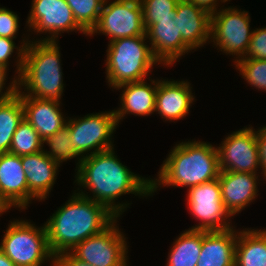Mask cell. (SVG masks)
<instances>
[{
    "mask_svg": "<svg viewBox=\"0 0 266 266\" xmlns=\"http://www.w3.org/2000/svg\"><path fill=\"white\" fill-rule=\"evenodd\" d=\"M77 174L78 185L90 189L93 193L88 196L81 190L77 193L88 199L103 204L117 218L125 211L128 203H115L120 196L134 194L138 196L151 195V178L146 179L132 173L123 165L113 149L90 154L84 158L78 157Z\"/></svg>",
    "mask_w": 266,
    "mask_h": 266,
    "instance_id": "6da1fadb",
    "label": "cell"
},
{
    "mask_svg": "<svg viewBox=\"0 0 266 266\" xmlns=\"http://www.w3.org/2000/svg\"><path fill=\"white\" fill-rule=\"evenodd\" d=\"M116 218L103 204L74 193L45 223L52 254L71 252L85 239L101 233Z\"/></svg>",
    "mask_w": 266,
    "mask_h": 266,
    "instance_id": "7a4b0ae2",
    "label": "cell"
},
{
    "mask_svg": "<svg viewBox=\"0 0 266 266\" xmlns=\"http://www.w3.org/2000/svg\"><path fill=\"white\" fill-rule=\"evenodd\" d=\"M218 149L201 141L181 142L164 160L158 178L151 180V194L159 185L194 187L219 177Z\"/></svg>",
    "mask_w": 266,
    "mask_h": 266,
    "instance_id": "3957f363",
    "label": "cell"
},
{
    "mask_svg": "<svg viewBox=\"0 0 266 266\" xmlns=\"http://www.w3.org/2000/svg\"><path fill=\"white\" fill-rule=\"evenodd\" d=\"M59 48L57 41L29 42L18 78V90L24 86L27 91H20L22 95L60 101L64 84Z\"/></svg>",
    "mask_w": 266,
    "mask_h": 266,
    "instance_id": "277c9868",
    "label": "cell"
},
{
    "mask_svg": "<svg viewBox=\"0 0 266 266\" xmlns=\"http://www.w3.org/2000/svg\"><path fill=\"white\" fill-rule=\"evenodd\" d=\"M145 40L146 34L109 41L105 64L110 87L146 80L152 66L161 64Z\"/></svg>",
    "mask_w": 266,
    "mask_h": 266,
    "instance_id": "5b68a950",
    "label": "cell"
},
{
    "mask_svg": "<svg viewBox=\"0 0 266 266\" xmlns=\"http://www.w3.org/2000/svg\"><path fill=\"white\" fill-rule=\"evenodd\" d=\"M0 250L16 266H41L44 261L52 260L54 266V255L52 254L47 239L45 224L36 228L31 222L25 220L10 221Z\"/></svg>",
    "mask_w": 266,
    "mask_h": 266,
    "instance_id": "8992f818",
    "label": "cell"
},
{
    "mask_svg": "<svg viewBox=\"0 0 266 266\" xmlns=\"http://www.w3.org/2000/svg\"><path fill=\"white\" fill-rule=\"evenodd\" d=\"M70 139L73 151L84 158L110 149H114L111 137L118 125L114 110L88 114L80 119H68ZM93 152H89L90 150ZM90 154H89V153Z\"/></svg>",
    "mask_w": 266,
    "mask_h": 266,
    "instance_id": "52a82bcc",
    "label": "cell"
},
{
    "mask_svg": "<svg viewBox=\"0 0 266 266\" xmlns=\"http://www.w3.org/2000/svg\"><path fill=\"white\" fill-rule=\"evenodd\" d=\"M187 201L192 216L201 221L199 225L192 226L191 230L212 232L233 228L228 219L231 215L221 198L218 178L189 188Z\"/></svg>",
    "mask_w": 266,
    "mask_h": 266,
    "instance_id": "ba28073f",
    "label": "cell"
},
{
    "mask_svg": "<svg viewBox=\"0 0 266 266\" xmlns=\"http://www.w3.org/2000/svg\"><path fill=\"white\" fill-rule=\"evenodd\" d=\"M219 11V12H218ZM211 14V40L226 54L245 57L253 31L247 11L228 7Z\"/></svg>",
    "mask_w": 266,
    "mask_h": 266,
    "instance_id": "9c48e42d",
    "label": "cell"
},
{
    "mask_svg": "<svg viewBox=\"0 0 266 266\" xmlns=\"http://www.w3.org/2000/svg\"><path fill=\"white\" fill-rule=\"evenodd\" d=\"M117 219L101 233L79 243L71 253L91 266H127L126 237L117 227Z\"/></svg>",
    "mask_w": 266,
    "mask_h": 266,
    "instance_id": "30bf717a",
    "label": "cell"
},
{
    "mask_svg": "<svg viewBox=\"0 0 266 266\" xmlns=\"http://www.w3.org/2000/svg\"><path fill=\"white\" fill-rule=\"evenodd\" d=\"M105 2L99 21L89 36L103 33L110 41L120 38L145 35L143 9L140 0H115Z\"/></svg>",
    "mask_w": 266,
    "mask_h": 266,
    "instance_id": "8fae6325",
    "label": "cell"
},
{
    "mask_svg": "<svg viewBox=\"0 0 266 266\" xmlns=\"http://www.w3.org/2000/svg\"><path fill=\"white\" fill-rule=\"evenodd\" d=\"M217 149L220 171L257 173L260 163L252 126L231 133Z\"/></svg>",
    "mask_w": 266,
    "mask_h": 266,
    "instance_id": "7c38bea8",
    "label": "cell"
},
{
    "mask_svg": "<svg viewBox=\"0 0 266 266\" xmlns=\"http://www.w3.org/2000/svg\"><path fill=\"white\" fill-rule=\"evenodd\" d=\"M27 25L35 33L48 32L42 41H56L58 34L80 31L88 35L76 22L72 10L65 0H33ZM34 29V30H33Z\"/></svg>",
    "mask_w": 266,
    "mask_h": 266,
    "instance_id": "4fadbf2b",
    "label": "cell"
},
{
    "mask_svg": "<svg viewBox=\"0 0 266 266\" xmlns=\"http://www.w3.org/2000/svg\"><path fill=\"white\" fill-rule=\"evenodd\" d=\"M147 39L151 42L153 55L161 64L172 65L191 49L178 33L177 15L173 20L159 21L158 24H144Z\"/></svg>",
    "mask_w": 266,
    "mask_h": 266,
    "instance_id": "5bb4252c",
    "label": "cell"
},
{
    "mask_svg": "<svg viewBox=\"0 0 266 266\" xmlns=\"http://www.w3.org/2000/svg\"><path fill=\"white\" fill-rule=\"evenodd\" d=\"M218 179L224 207L232 217L248 206L258 195L257 173L220 171Z\"/></svg>",
    "mask_w": 266,
    "mask_h": 266,
    "instance_id": "9a60e30c",
    "label": "cell"
},
{
    "mask_svg": "<svg viewBox=\"0 0 266 266\" xmlns=\"http://www.w3.org/2000/svg\"><path fill=\"white\" fill-rule=\"evenodd\" d=\"M178 33L191 49L202 47L211 38V13L195 3L180 0L176 7Z\"/></svg>",
    "mask_w": 266,
    "mask_h": 266,
    "instance_id": "2e32d148",
    "label": "cell"
},
{
    "mask_svg": "<svg viewBox=\"0 0 266 266\" xmlns=\"http://www.w3.org/2000/svg\"><path fill=\"white\" fill-rule=\"evenodd\" d=\"M21 163L28 183V204L33 200L47 198L55 184L60 167L44 150L21 156Z\"/></svg>",
    "mask_w": 266,
    "mask_h": 266,
    "instance_id": "e0dca14e",
    "label": "cell"
},
{
    "mask_svg": "<svg viewBox=\"0 0 266 266\" xmlns=\"http://www.w3.org/2000/svg\"><path fill=\"white\" fill-rule=\"evenodd\" d=\"M17 94L21 97L24 118L43 141L66 125L67 121L63 118L64 115L59 107L60 101L25 96L20 90Z\"/></svg>",
    "mask_w": 266,
    "mask_h": 266,
    "instance_id": "ac0fdd59",
    "label": "cell"
},
{
    "mask_svg": "<svg viewBox=\"0 0 266 266\" xmlns=\"http://www.w3.org/2000/svg\"><path fill=\"white\" fill-rule=\"evenodd\" d=\"M191 88L188 81L158 80L155 112L165 121L184 118L195 98Z\"/></svg>",
    "mask_w": 266,
    "mask_h": 266,
    "instance_id": "d6986e66",
    "label": "cell"
},
{
    "mask_svg": "<svg viewBox=\"0 0 266 266\" xmlns=\"http://www.w3.org/2000/svg\"><path fill=\"white\" fill-rule=\"evenodd\" d=\"M0 194L11 207L27 208L28 183L18 155L0 153Z\"/></svg>",
    "mask_w": 266,
    "mask_h": 266,
    "instance_id": "ffe728a7",
    "label": "cell"
},
{
    "mask_svg": "<svg viewBox=\"0 0 266 266\" xmlns=\"http://www.w3.org/2000/svg\"><path fill=\"white\" fill-rule=\"evenodd\" d=\"M151 85L145 80L124 83L117 86V90L122 89L121 108L114 110L117 123L123 119L126 114L139 116H148L155 112L156 93L158 80H150Z\"/></svg>",
    "mask_w": 266,
    "mask_h": 266,
    "instance_id": "44dd1931",
    "label": "cell"
},
{
    "mask_svg": "<svg viewBox=\"0 0 266 266\" xmlns=\"http://www.w3.org/2000/svg\"><path fill=\"white\" fill-rule=\"evenodd\" d=\"M238 232L202 231V248L196 266H235V246Z\"/></svg>",
    "mask_w": 266,
    "mask_h": 266,
    "instance_id": "7402d4cb",
    "label": "cell"
},
{
    "mask_svg": "<svg viewBox=\"0 0 266 266\" xmlns=\"http://www.w3.org/2000/svg\"><path fill=\"white\" fill-rule=\"evenodd\" d=\"M235 266H266V229L238 232Z\"/></svg>",
    "mask_w": 266,
    "mask_h": 266,
    "instance_id": "603a6c76",
    "label": "cell"
},
{
    "mask_svg": "<svg viewBox=\"0 0 266 266\" xmlns=\"http://www.w3.org/2000/svg\"><path fill=\"white\" fill-rule=\"evenodd\" d=\"M171 247L166 266H196L202 248V231H184Z\"/></svg>",
    "mask_w": 266,
    "mask_h": 266,
    "instance_id": "cb8c5ba5",
    "label": "cell"
},
{
    "mask_svg": "<svg viewBox=\"0 0 266 266\" xmlns=\"http://www.w3.org/2000/svg\"><path fill=\"white\" fill-rule=\"evenodd\" d=\"M24 118L21 97H14L0 103V153H9L12 137Z\"/></svg>",
    "mask_w": 266,
    "mask_h": 266,
    "instance_id": "d4e9b609",
    "label": "cell"
},
{
    "mask_svg": "<svg viewBox=\"0 0 266 266\" xmlns=\"http://www.w3.org/2000/svg\"><path fill=\"white\" fill-rule=\"evenodd\" d=\"M43 146V140L38 132L23 118L12 137L9 153L21 157L38 153L43 150Z\"/></svg>",
    "mask_w": 266,
    "mask_h": 266,
    "instance_id": "484cf974",
    "label": "cell"
},
{
    "mask_svg": "<svg viewBox=\"0 0 266 266\" xmlns=\"http://www.w3.org/2000/svg\"><path fill=\"white\" fill-rule=\"evenodd\" d=\"M77 24L89 35L96 27L104 2L102 0H65Z\"/></svg>",
    "mask_w": 266,
    "mask_h": 266,
    "instance_id": "4316f807",
    "label": "cell"
},
{
    "mask_svg": "<svg viewBox=\"0 0 266 266\" xmlns=\"http://www.w3.org/2000/svg\"><path fill=\"white\" fill-rule=\"evenodd\" d=\"M43 143L48 144L50 151H45L59 166L60 163L75 158L78 155L73 151V144L70 139L69 125L66 123L60 130L49 136Z\"/></svg>",
    "mask_w": 266,
    "mask_h": 266,
    "instance_id": "83f0119b",
    "label": "cell"
},
{
    "mask_svg": "<svg viewBox=\"0 0 266 266\" xmlns=\"http://www.w3.org/2000/svg\"><path fill=\"white\" fill-rule=\"evenodd\" d=\"M180 0H140L143 9V24H158L173 20Z\"/></svg>",
    "mask_w": 266,
    "mask_h": 266,
    "instance_id": "f1b7e54d",
    "label": "cell"
},
{
    "mask_svg": "<svg viewBox=\"0 0 266 266\" xmlns=\"http://www.w3.org/2000/svg\"><path fill=\"white\" fill-rule=\"evenodd\" d=\"M234 63L251 87L266 91V60L241 58Z\"/></svg>",
    "mask_w": 266,
    "mask_h": 266,
    "instance_id": "f546056e",
    "label": "cell"
},
{
    "mask_svg": "<svg viewBox=\"0 0 266 266\" xmlns=\"http://www.w3.org/2000/svg\"><path fill=\"white\" fill-rule=\"evenodd\" d=\"M29 40L28 39H24L23 38V44L19 47L15 46V42L13 41V39L7 38V37H0V65H3L5 67L8 68L9 65V58H11V55L14 52V49H17L18 51V55L17 57V70L16 73L18 74L17 79L19 78L21 72H22V68H23V59H24V52H25V48L27 47V45L29 44Z\"/></svg>",
    "mask_w": 266,
    "mask_h": 266,
    "instance_id": "4dcf8cb0",
    "label": "cell"
},
{
    "mask_svg": "<svg viewBox=\"0 0 266 266\" xmlns=\"http://www.w3.org/2000/svg\"><path fill=\"white\" fill-rule=\"evenodd\" d=\"M266 60V27L253 31L245 57Z\"/></svg>",
    "mask_w": 266,
    "mask_h": 266,
    "instance_id": "1f68e13d",
    "label": "cell"
},
{
    "mask_svg": "<svg viewBox=\"0 0 266 266\" xmlns=\"http://www.w3.org/2000/svg\"><path fill=\"white\" fill-rule=\"evenodd\" d=\"M18 15L5 7H0V37L14 39L19 30Z\"/></svg>",
    "mask_w": 266,
    "mask_h": 266,
    "instance_id": "d6a6232c",
    "label": "cell"
},
{
    "mask_svg": "<svg viewBox=\"0 0 266 266\" xmlns=\"http://www.w3.org/2000/svg\"><path fill=\"white\" fill-rule=\"evenodd\" d=\"M7 75V67L0 65V103L4 102L12 97H14L18 92V79L17 76L14 77V80H12L11 84L6 88V91L4 93L2 90H4L5 80ZM16 78V79H15Z\"/></svg>",
    "mask_w": 266,
    "mask_h": 266,
    "instance_id": "836d02e7",
    "label": "cell"
},
{
    "mask_svg": "<svg viewBox=\"0 0 266 266\" xmlns=\"http://www.w3.org/2000/svg\"><path fill=\"white\" fill-rule=\"evenodd\" d=\"M256 132L257 146H258V154H259V163L260 169L263 177L266 179V126L260 128Z\"/></svg>",
    "mask_w": 266,
    "mask_h": 266,
    "instance_id": "e575fe53",
    "label": "cell"
},
{
    "mask_svg": "<svg viewBox=\"0 0 266 266\" xmlns=\"http://www.w3.org/2000/svg\"><path fill=\"white\" fill-rule=\"evenodd\" d=\"M54 266H91L76 258L71 252H64L54 257Z\"/></svg>",
    "mask_w": 266,
    "mask_h": 266,
    "instance_id": "d590c367",
    "label": "cell"
},
{
    "mask_svg": "<svg viewBox=\"0 0 266 266\" xmlns=\"http://www.w3.org/2000/svg\"><path fill=\"white\" fill-rule=\"evenodd\" d=\"M190 2L195 3L197 6L207 10L208 12H210L211 14L217 11V7L218 6L216 3L219 0H187ZM228 0H221V2H227Z\"/></svg>",
    "mask_w": 266,
    "mask_h": 266,
    "instance_id": "8d00e7d4",
    "label": "cell"
},
{
    "mask_svg": "<svg viewBox=\"0 0 266 266\" xmlns=\"http://www.w3.org/2000/svg\"><path fill=\"white\" fill-rule=\"evenodd\" d=\"M0 266H16V265L0 250Z\"/></svg>",
    "mask_w": 266,
    "mask_h": 266,
    "instance_id": "74e56055",
    "label": "cell"
},
{
    "mask_svg": "<svg viewBox=\"0 0 266 266\" xmlns=\"http://www.w3.org/2000/svg\"><path fill=\"white\" fill-rule=\"evenodd\" d=\"M10 208L11 205L0 194V214L6 213Z\"/></svg>",
    "mask_w": 266,
    "mask_h": 266,
    "instance_id": "f35d334b",
    "label": "cell"
}]
</instances>
